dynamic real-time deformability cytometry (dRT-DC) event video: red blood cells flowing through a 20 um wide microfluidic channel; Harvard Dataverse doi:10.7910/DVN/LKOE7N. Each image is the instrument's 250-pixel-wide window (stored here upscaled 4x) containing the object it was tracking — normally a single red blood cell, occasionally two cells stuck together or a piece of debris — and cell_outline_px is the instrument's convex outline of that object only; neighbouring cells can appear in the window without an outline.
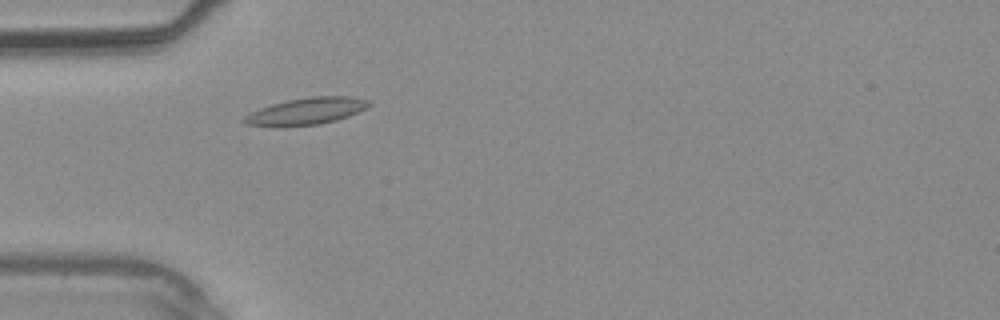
{"species": "common noctule bat (a hibernating species)", "species_latin": "Nyctalus noctula", "temperature_condition": "warm", "stored_images_in_passage": 34, "camera_frame_rate_fps": 3000, "um_per_image_px": 0.085, "animal": {"sex": "male", "body_mass_g": 20.4}, "frame": {"image": 1, "passage_image": 7, "time_ms": 2.0, "image_size_px": [1000, 320], "cell_outline_px": [[372, 104], [368, 108], [348, 116], [336, 120], [320, 124], [284, 128], [276, 128], [244, 124], [240, 120], [244, 116], [260, 108], [272, 104], [288, 100], [312, 96], [352, 96], [368, 100]], "centroid_in_image_um": [26.0, 9.48], "position_along_channel_um": 59.0, "area_um2": 20.06}}
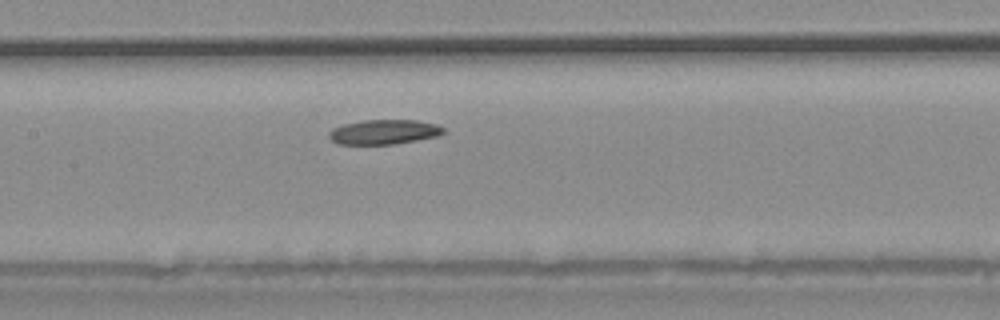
{"frame": {"image": 2, "passage_image": 14, "time_ms": 4.333, "image_size_px": [1000, 320], "cell_outline_px": [[444, 132], [436, 136], [416, 140], [392, 144], [336, 144], [328, 136], [328, 132], [332, 128], [344, 124], [364, 120], [416, 120], [436, 124], [444, 128]], "centroid_in_image_um": [32.59, 11.21], "position_along_channel_um": 174.8, "area_um2": 16.36}}
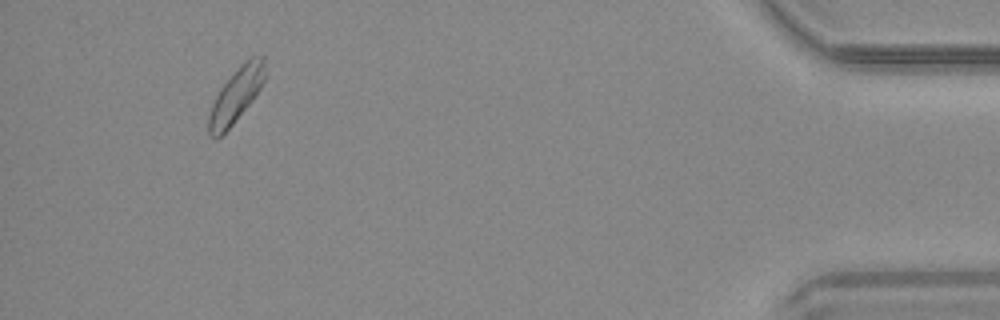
{"frame": {"image": 3, "passage_image": 32, "time_ms": 10.333, "image_size_px": [1000, 320], "cell_outline_px": [[264, 80], [260, 88], [252, 100], [232, 124], [216, 140], [212, 140], [208, 136], [208, 116], [212, 104], [220, 88], [240, 64], [244, 60], [252, 56], [264, 56]], "centroid_in_image_um": [20.03, 8.11], "position_along_channel_um": 415.2, "area_um2": 17.63}}